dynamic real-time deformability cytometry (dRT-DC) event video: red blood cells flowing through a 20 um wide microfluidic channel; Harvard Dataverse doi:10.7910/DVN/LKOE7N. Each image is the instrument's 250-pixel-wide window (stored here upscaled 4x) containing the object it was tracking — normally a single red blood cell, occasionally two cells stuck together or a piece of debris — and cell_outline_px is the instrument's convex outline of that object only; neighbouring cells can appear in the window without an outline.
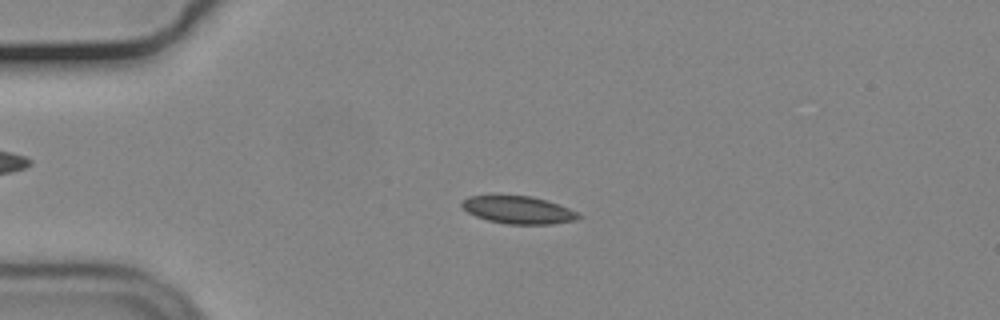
{"species": "common noctule bat (a hibernating species)", "species_latin": "Nyctalus noctula", "temperature_condition": "cold", "stored_images_in_passage": 55, "camera_frame_rate_fps": 3000, "um_per_image_px": 0.085, "animal": {"sex": "male", "body_mass_g": 19.2, "forearm_length_mm": 51.8}, "frame": {"image": 1, "passage_image": 13, "time_ms": 4.0, "image_size_px": [1000, 320], "cell_outline_px": [[580, 216], [576, 220], [552, 224], [508, 224], [488, 220], [476, 216], [468, 212], [460, 204], [468, 196], [532, 196], [548, 200], [568, 208], [576, 212]], "centroid_in_image_um": [44.06, 17.84], "position_along_channel_um": 40.9, "area_um2": 18.5}}
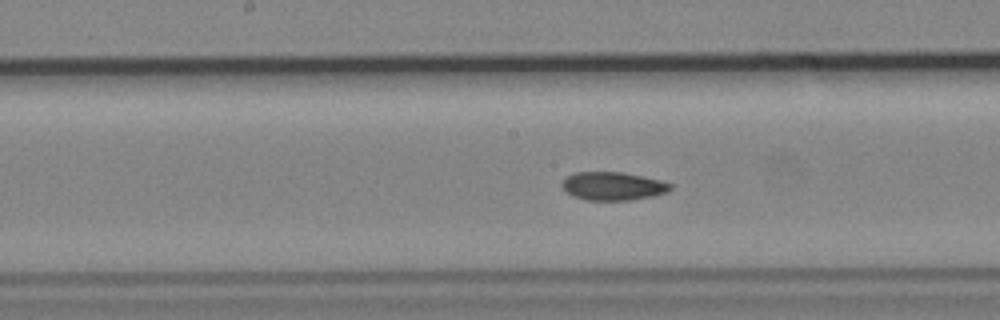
{"frame": {"image": 2, "passage_image": 28, "time_ms": 9.0, "image_size_px": [1000, 320], "cell_outline_px": [[672, 188], [668, 192], [652, 196], [628, 200], [584, 200], [572, 196], [560, 184], [568, 176], [576, 172], [620, 172], [660, 180], [672, 184]], "centroid_in_image_um": [52.1, 15.82], "position_along_channel_um": 196.1, "area_um2": 17.69}}
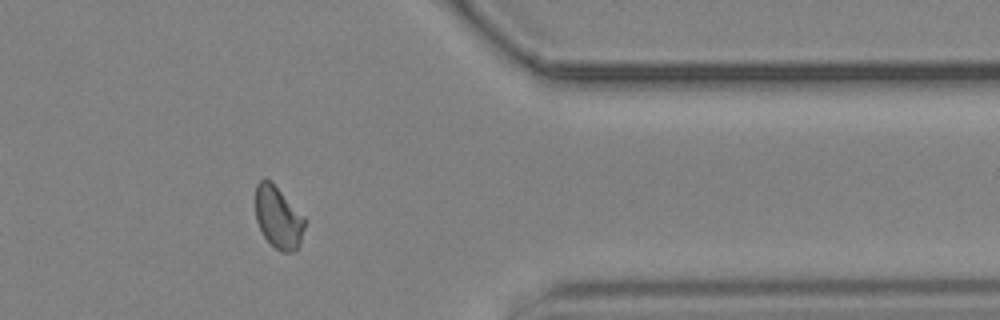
{"frame": {"image": 3, "passage_image": 45, "time_ms": 14.667, "image_size_px": [1000, 320], "cell_outline_px": [[304, 228], [300, 244], [292, 252], [280, 252], [264, 236], [256, 220], [256, 184], [260, 180], [268, 180], [304, 216]], "centroid_in_image_um": [23.65, 18.52], "position_along_channel_um": 387.8, "area_um2": 17.22}, "authors_computed_cell_mechanics": {"area_um2": 18.0336, "velocity_mm_per_s": 3.6802, "shape_relaxation_time_tau1_ms": null, "shape_relaxation_time_tau2_ms": 2.5194, "deformation_change_tau1": null, "deformation_change_tau2": 0.0386}}